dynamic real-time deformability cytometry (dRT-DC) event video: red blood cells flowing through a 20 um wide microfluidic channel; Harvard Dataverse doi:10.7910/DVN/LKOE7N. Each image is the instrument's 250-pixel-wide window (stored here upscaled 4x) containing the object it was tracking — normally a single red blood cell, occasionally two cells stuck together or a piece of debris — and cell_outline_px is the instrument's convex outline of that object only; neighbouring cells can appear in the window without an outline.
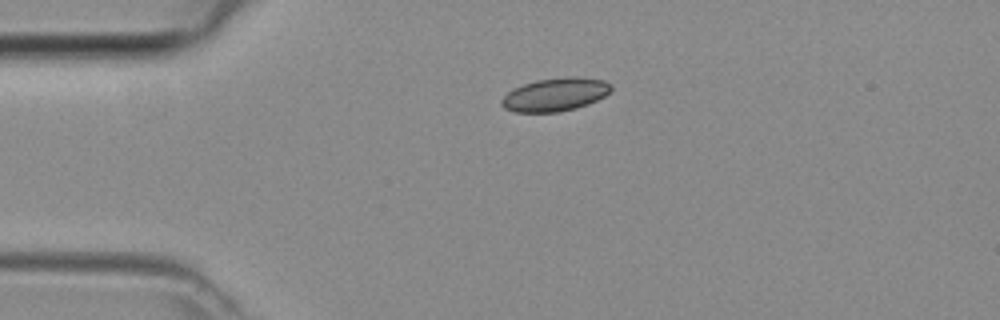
{"species": "common noctule bat (a hibernating species)", "species_latin": "Nyctalus noctula", "temperature_condition": "room temperature", "stored_images_in_passage": 1, "camera_frame_rate_fps": 3000, "um_per_image_px": 0.085, "animal": {"sex": "female", "body_mass_g": 29.2, "forearm_length_mm": 56.3}, "frame": {"image": 1, "passage_image": 1, "time_ms": 0.0, "image_size_px": [1000, 320], "cell_outline_px": [[608, 88], [600, 96], [592, 100], [568, 108], [540, 112], [528, 112], [512, 108], [552, 80], [588, 80]], "centroid_in_image_um": [47.7, 8.13], "position_along_channel_um": 37.3, "area_um2": 13.58}}